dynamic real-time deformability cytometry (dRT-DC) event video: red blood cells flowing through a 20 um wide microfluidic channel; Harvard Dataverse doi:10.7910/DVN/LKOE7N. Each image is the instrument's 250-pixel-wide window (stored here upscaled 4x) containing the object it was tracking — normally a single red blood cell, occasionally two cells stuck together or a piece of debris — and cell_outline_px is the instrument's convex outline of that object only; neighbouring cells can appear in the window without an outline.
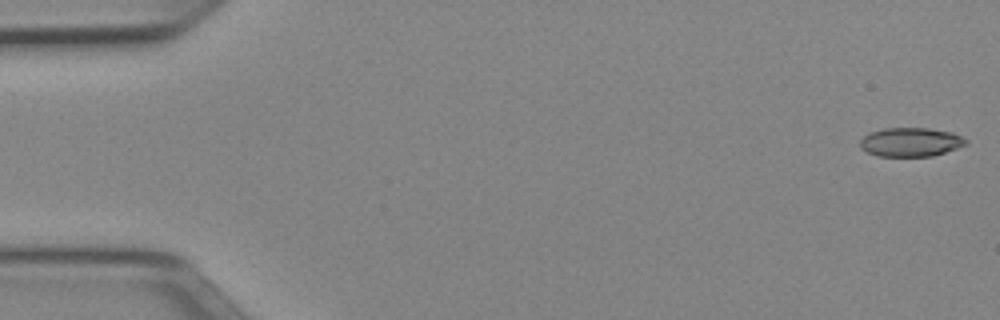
{"species": "Egyptian fruit bat (a non-hibernating species)", "species_latin": "Rousettus aegyptiacus", "temperature_condition": "cold", "stored_images_in_passage": 51, "camera_frame_rate_fps": 3000, "um_per_image_px": 0.085, "animal": {"sex": "female"}, "frame": {"image": 1, "passage_image": 1, "time_ms": 0.0, "image_size_px": [1000, 320], "cell_outline_px": [[968, 144], [932, 156], [876, 156], [860, 148], [860, 140], [868, 132], [884, 128], [928, 128], [952, 132], [968, 140]], "centroid_in_image_um": [77.38, 12.07], "position_along_channel_um": 7.6, "area_um2": 17.86}}
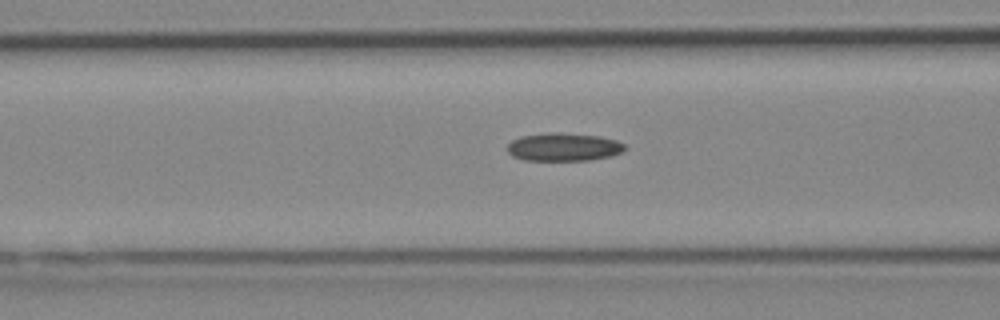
{"frame": {"image": 2, "passage_image": 20, "time_ms": 6.333, "image_size_px": [1000, 320], "cell_outline_px": [[628, 148], [624, 152], [612, 156], [588, 160], [524, 160], [512, 156], [508, 152], [508, 144], [512, 140], [520, 136], [548, 132], [560, 132], [600, 136], [616, 140], [624, 144]], "centroid_in_image_um": [47.94, 12.49], "position_along_channel_um": 118.7, "area_um2": 19.48}}
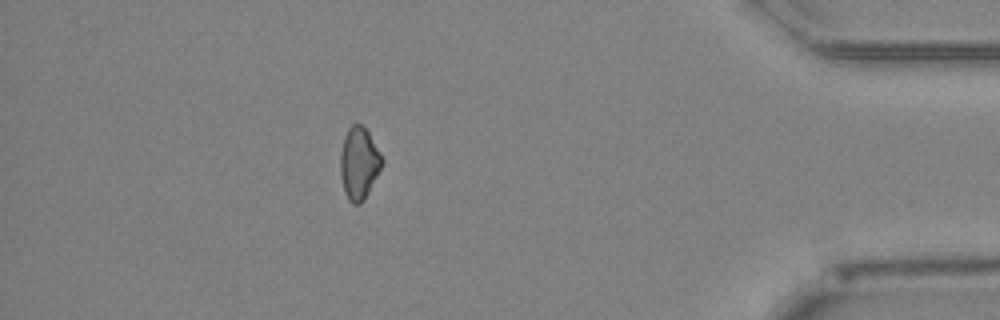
{"frame": {"image": 3, "passage_image": 45, "time_ms": 14.667, "image_size_px": [1000, 320], "cell_outline_px": [[384, 164], [364, 200], [360, 204], [352, 204], [348, 200], [344, 192], [340, 176], [340, 152], [344, 136], [348, 128], [356, 120], [368, 132], [380, 152], [384, 160]], "centroid_in_image_um": [30.51, 13.87], "position_along_channel_um": 404.7, "area_um2": 17.86}}